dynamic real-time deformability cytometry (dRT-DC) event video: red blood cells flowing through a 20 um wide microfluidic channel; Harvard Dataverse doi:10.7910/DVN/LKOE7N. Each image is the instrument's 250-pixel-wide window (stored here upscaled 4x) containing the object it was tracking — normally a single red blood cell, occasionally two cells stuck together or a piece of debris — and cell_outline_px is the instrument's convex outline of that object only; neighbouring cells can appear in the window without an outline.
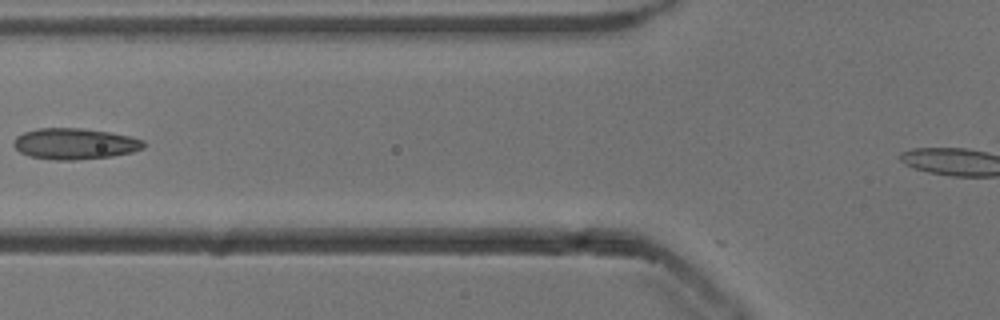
{"species": "common noctule bat (a hibernating species)", "species_latin": "Nyctalus noctula", "temperature_condition": "cold", "stored_images_in_passage": 39, "camera_frame_rate_fps": 3000, "um_per_image_px": 0.085, "animal": {"sex": "male", "body_mass_g": 13.3}, "frame": {"image": 1, "passage_image": 13, "time_ms": 4.0, "image_size_px": [1000, 320], "cell_outline_px": [[144, 148], [132, 152], [112, 156], [76, 160], [56, 160], [28, 156], [20, 152], [12, 144], [16, 136], [24, 132], [36, 128], [80, 128], [108, 132], [128, 136], [144, 140]], "centroid_in_image_um": [6.32, 12.22], "position_along_channel_um": 119.5, "area_um2": 23.52}}
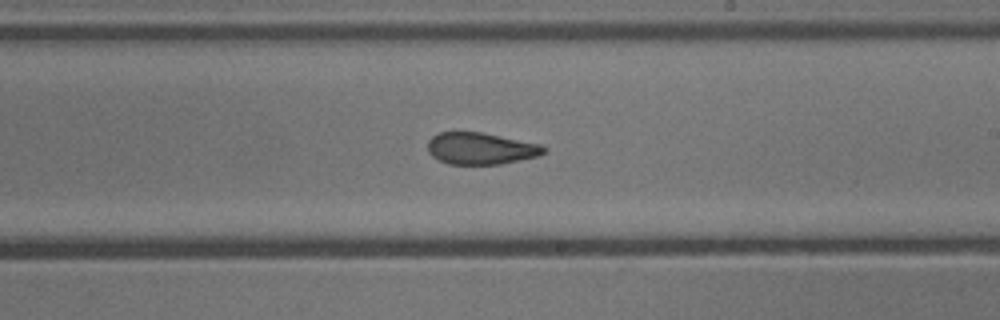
{"frame": {"image": 2, "passage_image": 23, "time_ms": 7.333, "image_size_px": [1000, 320], "cell_outline_px": [[548, 148], [540, 156], [500, 164], [448, 164], [432, 156], [428, 152], [428, 140], [432, 136], [440, 132], [480, 132], [540, 144]], "centroid_in_image_um": [40.86, 12.62], "position_along_channel_um": 248.1, "area_um2": 21.44}}
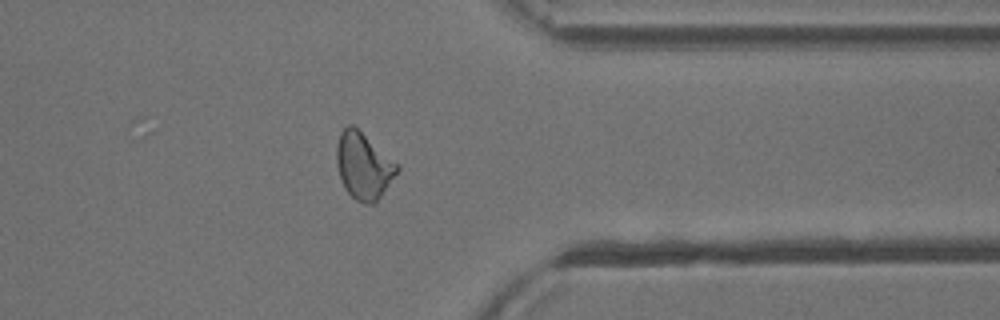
{"frame": {"image": 3, "passage_image": 34, "time_ms": 11.0, "image_size_px": [1000, 320], "cell_outline_px": [[400, 168], [380, 196], [372, 204], [364, 204], [356, 200], [344, 188], [340, 176], [336, 160], [336, 144], [340, 132], [348, 124], [352, 124], [400, 164]], "centroid_in_image_um": [30.89, 14.07], "position_along_channel_um": 380.5, "area_um2": 23.35}}